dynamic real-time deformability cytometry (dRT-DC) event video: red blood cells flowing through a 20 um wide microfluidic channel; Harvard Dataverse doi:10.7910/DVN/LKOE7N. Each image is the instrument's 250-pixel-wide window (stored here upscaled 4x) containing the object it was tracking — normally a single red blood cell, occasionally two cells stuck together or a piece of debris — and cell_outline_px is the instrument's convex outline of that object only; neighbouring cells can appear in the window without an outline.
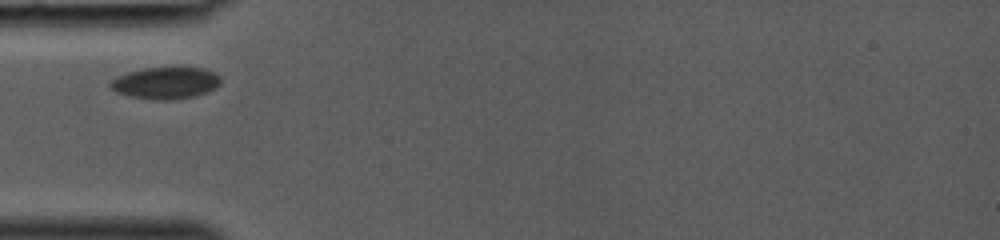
{"species": "common noctule bat (a hibernating species)", "species_latin": "Nyctalus noctula", "temperature_condition": "room temperature", "stored_images_in_passage": 23, "camera_frame_rate_fps": 3000, "um_per_image_px": 0.085, "animal": {"sex": "female", "body_mass_g": 19.0, "forearm_length_mm": 53.3}, "frame": {"image": 1, "passage_image": 1, "time_ms": 0.0, "image_size_px": [1000, 240], "cell_outline_px": [[220, 84], [216, 88], [208, 92], [192, 96], [172, 100], [152, 100], [132, 96], [116, 92], [108, 84], [116, 76], [128, 72], [144, 68], [204, 68], [216, 72], [220, 76]], "centroid_in_image_um": [14.1, 7.05], "position_along_channel_um": 70.9, "area_um2": 20.46}}
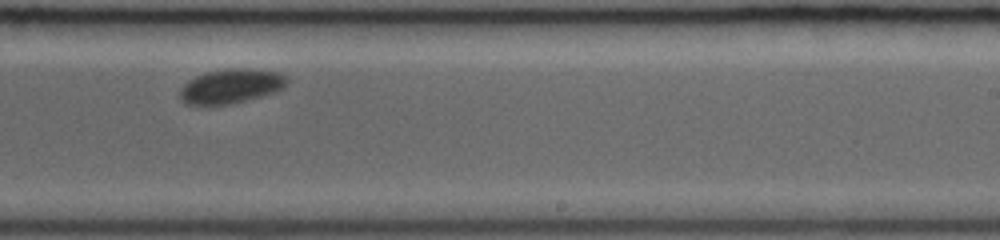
{"frame": {"image": 2, "passage_image": 14, "time_ms": 4.333, "image_size_px": [1000, 240], "cell_outline_px": [[288, 80], [284, 88], [276, 92], [232, 104], [184, 104], [180, 100], [180, 92], [184, 84], [188, 80], [196, 76], [208, 72], [232, 68], [248, 68], [276, 72], [288, 76]], "centroid_in_image_um": [19.66, 7.32], "position_along_channel_um": 269.3, "area_um2": 21.39}}
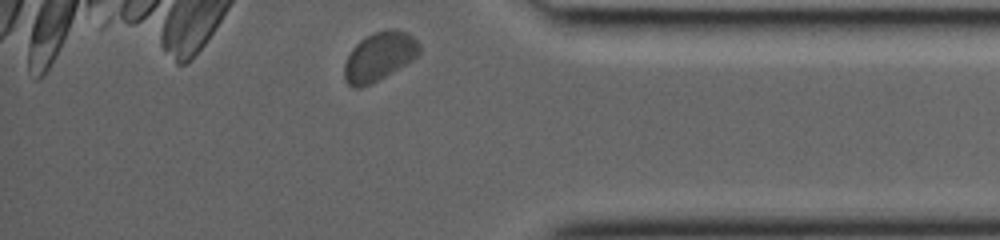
{"frame": {"image": 3, "passage_image": 23, "time_ms": 7.333, "image_size_px": [1000, 240], "cell_outline_px": [[420, 52], [412, 60], [384, 76], [360, 88], [352, 88], [344, 80], [344, 64], [352, 48], [360, 40], [376, 32], [388, 28], [392, 28], [408, 32], [420, 44]], "centroid_in_image_um": [32.23, 4.78], "position_along_channel_um": 403.0, "area_um2": 21.04}}